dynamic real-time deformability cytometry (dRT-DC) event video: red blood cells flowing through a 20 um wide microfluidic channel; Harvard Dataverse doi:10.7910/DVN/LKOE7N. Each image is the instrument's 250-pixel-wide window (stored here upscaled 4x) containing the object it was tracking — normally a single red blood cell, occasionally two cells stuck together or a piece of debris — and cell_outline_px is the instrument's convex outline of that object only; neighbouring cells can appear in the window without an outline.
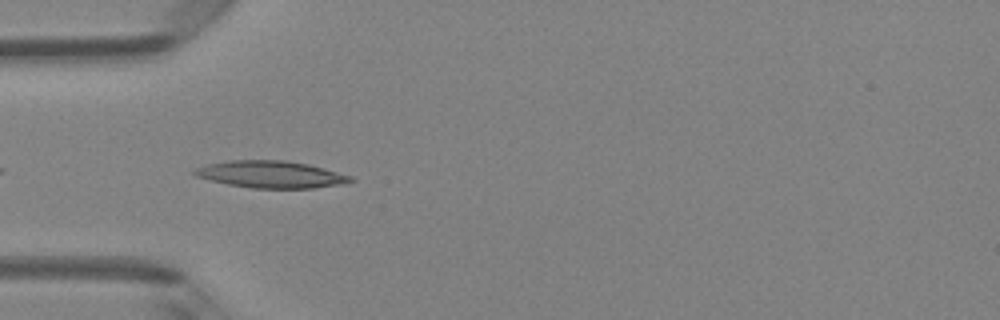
{"species": "Egyptian fruit bat (a non-hibernating species)", "species_latin": "Rousettus aegyptiacus", "temperature_condition": "room temperature", "stored_images_in_passage": 36, "camera_frame_rate_fps": 3000, "um_per_image_px": 0.085, "animal": {"sex": "female"}, "frame": {"image": 1, "passage_image": 2, "time_ms": 0.333, "image_size_px": [1000, 320], "cell_outline_px": [[356, 180], [316, 188], [252, 188], [228, 184], [196, 176], [192, 172], [196, 168], [208, 164], [228, 160], [284, 160], [308, 164], [324, 168], [352, 176]], "centroid_in_image_um": [23.03, 14.81], "position_along_channel_um": 62.0, "area_um2": 24.33}}
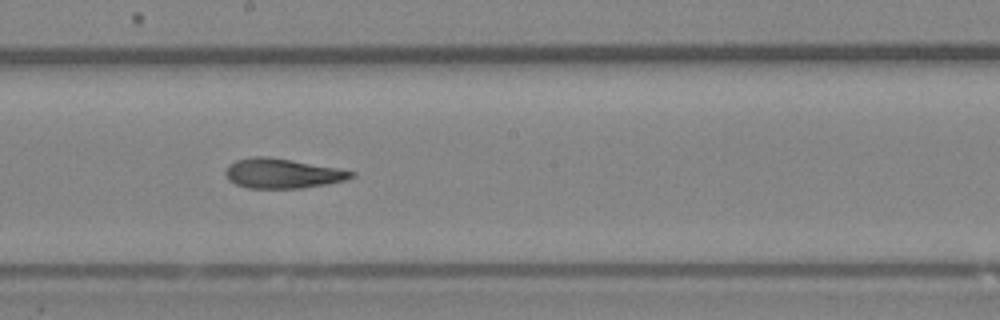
{"frame": {"image": 2, "passage_image": 14, "time_ms": 4.333, "image_size_px": [1000, 320], "cell_outline_px": [[356, 176], [348, 180], [328, 184], [300, 188], [248, 188], [236, 184], [228, 180], [224, 172], [228, 164], [236, 160], [252, 156], [268, 156], [292, 160], [336, 168], [356, 172]], "centroid_in_image_um": [24.0, 14.74], "position_along_channel_um": 224.2, "area_um2": 21.96}}
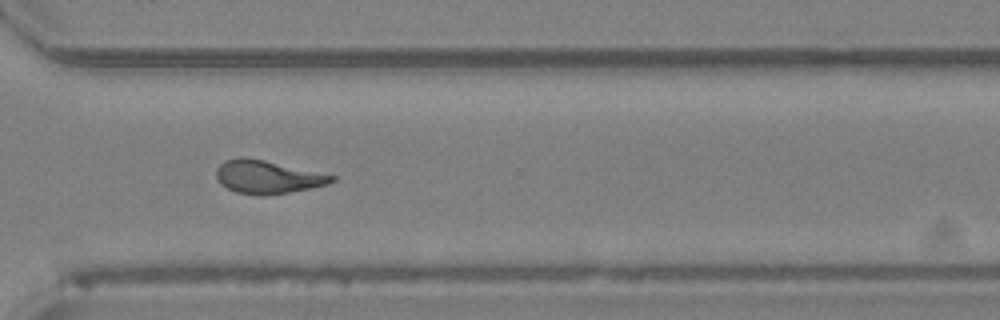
{"frame": {"image": 3, "passage_image": 23, "time_ms": 7.333, "image_size_px": [1000, 320], "cell_outline_px": [[336, 180], [328, 184], [312, 188], [264, 196], [260, 196], [236, 192], [220, 184], [216, 180], [216, 168], [224, 160], [240, 156], [244, 156], [264, 160], [336, 176]], "centroid_in_image_um": [22.69, 15.04], "position_along_channel_um": 347.9, "area_um2": 22.43}, "authors_computed_cell_mechanics": {"area_um2": 22.2819, "velocity_mm_per_s": 4.1142, "shape_relaxation_time_tau1_ms": null, "shape_relaxation_time_tau2_ms": 3.1089, "deformation_change_tau1": null, "deformation_change_tau2": 0.1323}}